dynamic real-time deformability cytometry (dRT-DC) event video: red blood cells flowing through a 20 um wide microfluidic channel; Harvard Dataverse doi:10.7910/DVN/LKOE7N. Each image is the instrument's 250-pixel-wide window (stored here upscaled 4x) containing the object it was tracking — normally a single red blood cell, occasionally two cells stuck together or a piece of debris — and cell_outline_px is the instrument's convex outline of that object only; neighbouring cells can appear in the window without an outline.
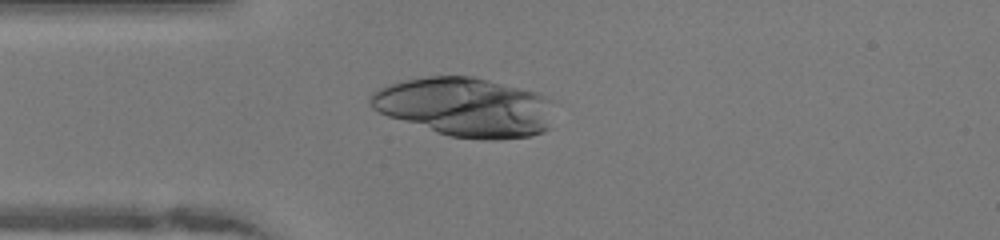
{"species": "human", "species_latin": "Homo sapiens", "temperature_condition": "warm", "stored_images_in_passage": 48, "camera_frame_rate_fps": 3000, "um_per_image_px": 0.085, "donor": {"sex": "female"}, "frame": {"image": 1, "passage_image": 12, "time_ms": 3.667, "image_size_px": [1000, 240], "cell_outline_px": [[552, 128], [544, 132], [532, 136], [496, 140], [484, 140], [448, 136], [388, 116], [372, 108], [368, 104], [368, 100], [372, 92], [388, 84], [428, 76], [472, 76], [536, 92], [544, 96], [548, 100]], "centroid_in_image_um": [39.53, 9.12], "position_along_channel_um": 45.5, "area_um2": 63.06}}